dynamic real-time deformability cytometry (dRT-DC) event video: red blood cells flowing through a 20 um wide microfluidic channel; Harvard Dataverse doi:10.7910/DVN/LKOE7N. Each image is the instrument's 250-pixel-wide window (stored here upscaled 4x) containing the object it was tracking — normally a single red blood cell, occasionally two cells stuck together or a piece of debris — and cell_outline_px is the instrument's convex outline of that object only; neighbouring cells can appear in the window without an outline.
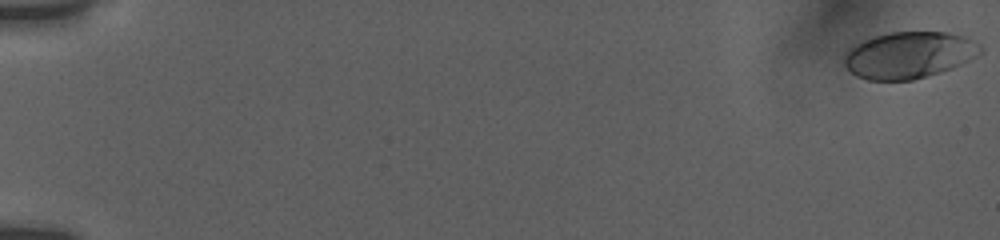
{"species": "human", "species_latin": "Homo sapiens", "temperature_condition": "room temperature", "stored_images_in_passage": 19, "camera_frame_rate_fps": 3000, "um_per_image_px": 0.085, "donor": {"sex": "female"}, "frame": {"image": 1, "passage_image": 1, "time_ms": 0.0, "image_size_px": [1000, 240], "cell_outline_px": [[980, 52], [976, 56], [952, 68], [940, 72], [912, 80], [868, 80], [856, 76], [844, 64], [844, 56], [856, 44], [864, 40], [888, 32], [944, 32], [964, 36], [980, 44]], "centroid_in_image_um": [77.26, 4.68], "position_along_channel_um": 7.7, "area_um2": 36.53}}
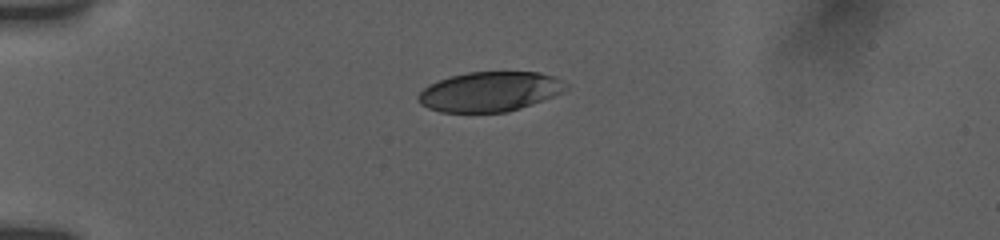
{"frame": {"image": 2, "passage_image": 16, "time_ms": 5.0, "image_size_px": [1000, 240], "cell_outline_px": [[568, 88], [552, 96], [520, 108], [508, 112], [440, 112], [428, 108], [420, 104], [416, 96], [428, 84], [452, 76], [468, 72], [540, 72], [552, 76], [568, 84]], "centroid_in_image_um": [41.59, 7.79], "position_along_channel_um": 43.4, "area_um2": 33.99}}